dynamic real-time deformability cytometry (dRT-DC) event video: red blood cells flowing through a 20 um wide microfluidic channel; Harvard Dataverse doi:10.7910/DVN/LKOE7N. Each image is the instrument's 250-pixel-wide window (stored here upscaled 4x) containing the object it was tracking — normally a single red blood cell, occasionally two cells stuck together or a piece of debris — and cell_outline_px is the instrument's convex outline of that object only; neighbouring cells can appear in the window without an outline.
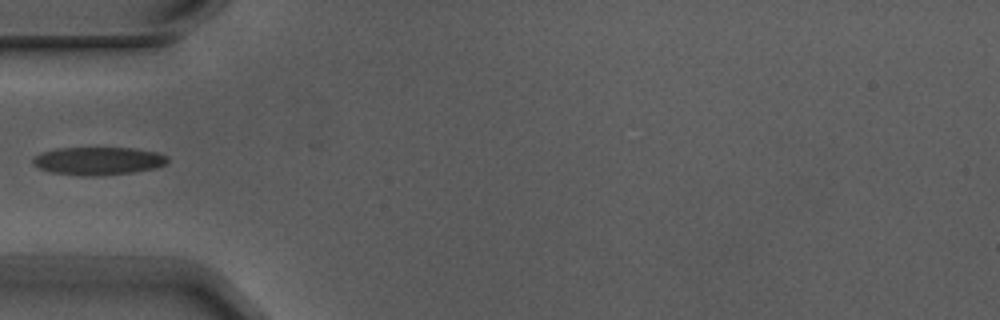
{"species": "Egyptian fruit bat (a non-hibernating species)", "species_latin": "Rousettus aegyptiacus", "temperature_condition": "warm", "stored_images_in_passage": 6, "camera_frame_rate_fps": 3000, "um_per_image_px": 0.085, "animal": {"sex": "male"}, "frame": {"image": 1, "passage_image": 5, "time_ms": 1.333, "image_size_px": [1000, 320], "cell_outline_px": [[168, 160], [164, 164], [156, 168], [132, 172], [96, 176], [80, 176], [52, 172], [40, 168], [32, 164], [32, 160], [40, 152], [56, 148], [132, 148], [156, 152], [168, 156]], "centroid_in_image_um": [8.33, 13.68], "position_along_channel_um": 76.7, "area_um2": 21.91}}